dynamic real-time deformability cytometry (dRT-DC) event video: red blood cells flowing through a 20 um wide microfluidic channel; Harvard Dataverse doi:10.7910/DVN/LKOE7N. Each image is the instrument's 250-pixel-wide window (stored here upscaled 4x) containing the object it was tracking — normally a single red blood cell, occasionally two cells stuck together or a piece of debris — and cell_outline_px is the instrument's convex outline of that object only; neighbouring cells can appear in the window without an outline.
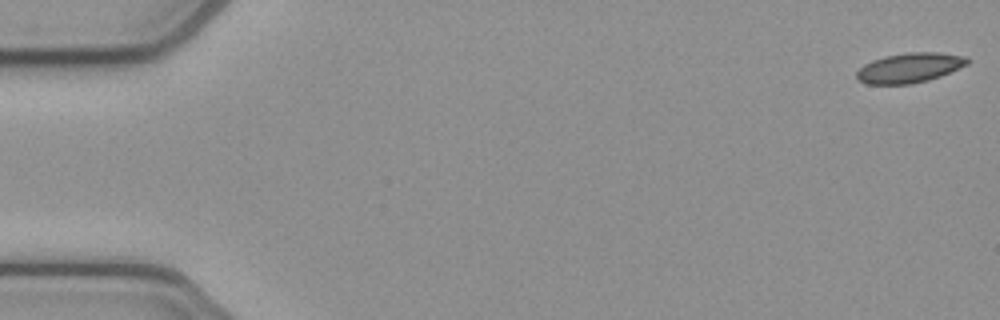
{"species": "common noctule bat (a hibernating species)", "species_latin": "Nyctalus noctula", "temperature_condition": "cold", "stored_images_in_passage": 53, "camera_frame_rate_fps": 3000, "um_per_image_px": 0.085, "animal": {"sex": "female", "body_mass_g": 21.9}, "frame": {"image": 1, "passage_image": 1, "time_ms": 0.0, "image_size_px": [1000, 320], "cell_outline_px": [[972, 60], [968, 64], [940, 76], [928, 80], [912, 84], [868, 84], [856, 80], [856, 72], [864, 64], [872, 60], [884, 56], [908, 52], [940, 52], [968, 56]], "centroid_in_image_um": [77.33, 5.75], "position_along_channel_um": 7.7, "area_um2": 19.48}}
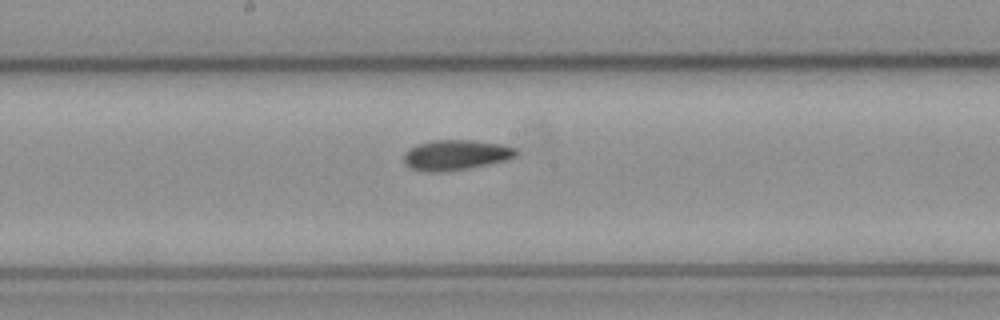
{"frame": {"image": 2, "passage_image": 28, "time_ms": 9.0, "image_size_px": [1000, 320], "cell_outline_px": [[516, 156], [508, 160], [448, 172], [428, 172], [412, 168], [404, 164], [404, 152], [408, 148], [416, 144], [432, 140], [472, 140], [500, 144], [516, 148]], "centroid_in_image_um": [38.71, 13.17], "position_along_channel_um": 209.5, "area_um2": 19.94}}
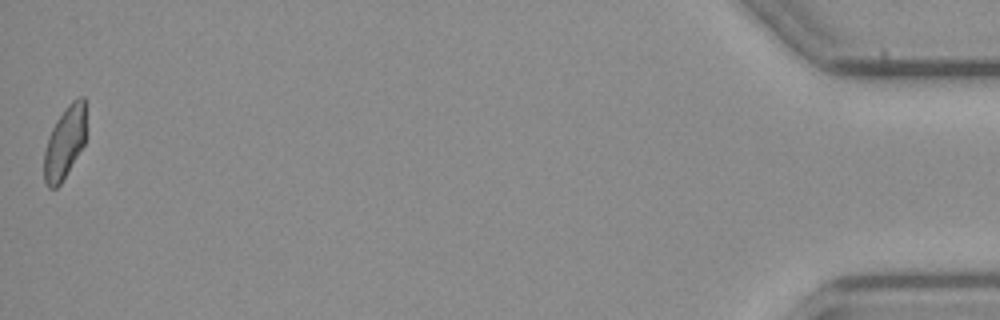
{"frame": {"image": 3, "passage_image": 53, "time_ms": 17.333, "image_size_px": [1000, 320], "cell_outline_px": [[84, 144], [60, 184], [56, 188], [48, 188], [44, 180], [44, 152], [52, 128], [56, 120], [68, 104], [72, 100], [80, 96], [84, 96]], "centroid_in_image_um": [5.47, 12.13], "position_along_channel_um": 429.7, "area_um2": 17.22}, "authors_computed_cell_mechanics": {"area_um2": 19.1896, "velocity_mm_per_s": 3.8555, "shape_relaxation_time_tau1_ms": null, "shape_relaxation_time_tau2_ms": 3.909, "deformation_change_tau1": null, "deformation_change_tau2": 0.0712}}